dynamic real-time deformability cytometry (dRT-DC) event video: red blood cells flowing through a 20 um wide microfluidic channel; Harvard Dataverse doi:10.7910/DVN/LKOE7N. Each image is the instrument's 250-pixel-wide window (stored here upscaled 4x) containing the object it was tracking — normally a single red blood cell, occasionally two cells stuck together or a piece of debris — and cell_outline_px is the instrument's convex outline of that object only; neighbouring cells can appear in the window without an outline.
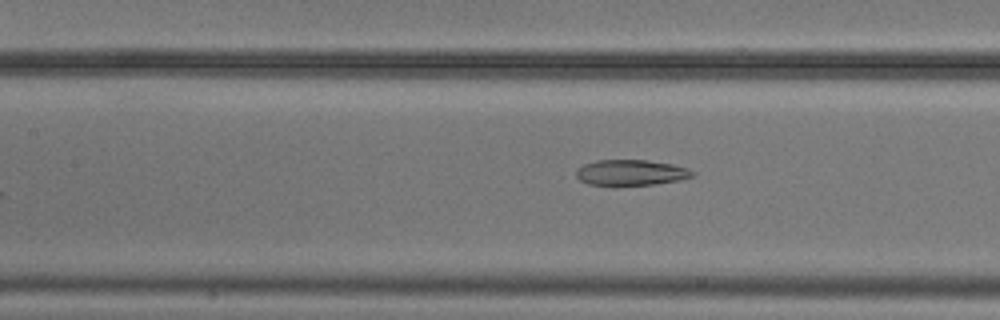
{"species": "common noctule bat (a hibernating species)", "species_latin": "Nyctalus noctula", "temperature_condition": "cold", "stored_images_in_passage": 33, "camera_frame_rate_fps": 3000, "um_per_image_px": 0.085, "animal": {"sex": "male", "body_mass_g": 20.5, "forearm_length_mm": 52.5}, "frame": {"image": 1, "passage_image": 9, "time_ms": 2.667, "image_size_px": [1000, 320], "cell_outline_px": [[696, 176], [680, 180], [656, 184], [588, 184], [580, 180], [576, 176], [576, 168], [584, 164], [596, 160], [648, 160], [672, 164], [688, 168], [696, 172]], "centroid_in_image_um": [53.68, 14.65], "position_along_channel_um": 153.7, "area_um2": 17.34}}
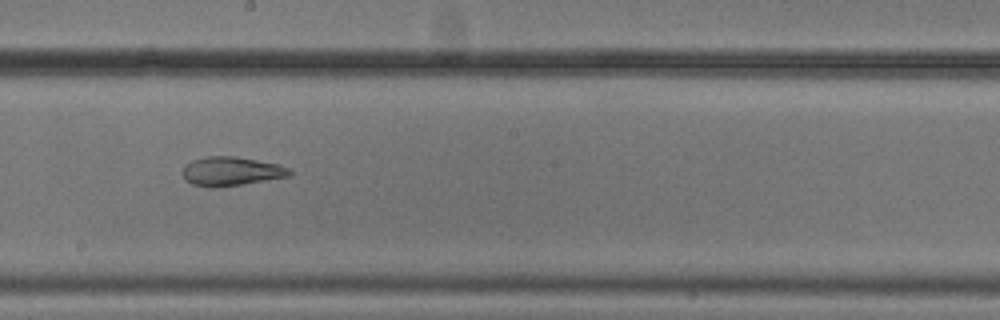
{"frame": {"image": 2, "passage_image": 15, "time_ms": 4.667, "image_size_px": [1000, 320], "cell_outline_px": [[292, 172], [288, 176], [240, 184], [212, 188], [192, 184], [184, 180], [180, 172], [184, 164], [192, 160], [208, 156], [236, 156], [276, 164], [288, 168]], "centroid_in_image_um": [19.54, 14.55], "position_along_channel_um": 228.7, "area_um2": 17.98}}
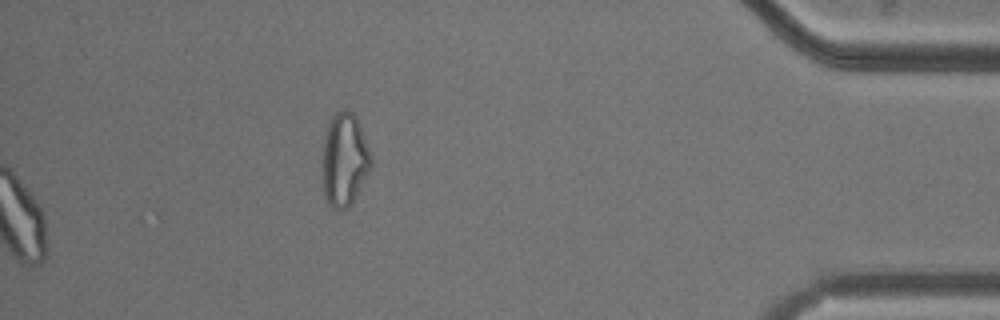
{"frame": {"image": 3, "passage_image": 33, "time_ms": 10.667, "image_size_px": [1000, 320], "cell_outline_px": [[372, 168], [352, 204], [348, 208], [332, 208], [328, 204], [324, 196], [324, 140], [328, 124], [332, 116], [340, 108], [344, 108], [352, 112], [356, 116], [372, 152]], "centroid_in_image_um": [29.33, 13.55], "position_along_channel_um": 405.9, "area_um2": 26.59}, "authors_computed_cell_mechanics": {"area_um2": 19.074, "velocity_mm_per_s": 3.7513, "shape_relaxation_time_tau1_ms": null, "shape_relaxation_time_tau2_ms": 4.0702, "deformation_change_tau1": null, "deformation_change_tau2": 0.114}}